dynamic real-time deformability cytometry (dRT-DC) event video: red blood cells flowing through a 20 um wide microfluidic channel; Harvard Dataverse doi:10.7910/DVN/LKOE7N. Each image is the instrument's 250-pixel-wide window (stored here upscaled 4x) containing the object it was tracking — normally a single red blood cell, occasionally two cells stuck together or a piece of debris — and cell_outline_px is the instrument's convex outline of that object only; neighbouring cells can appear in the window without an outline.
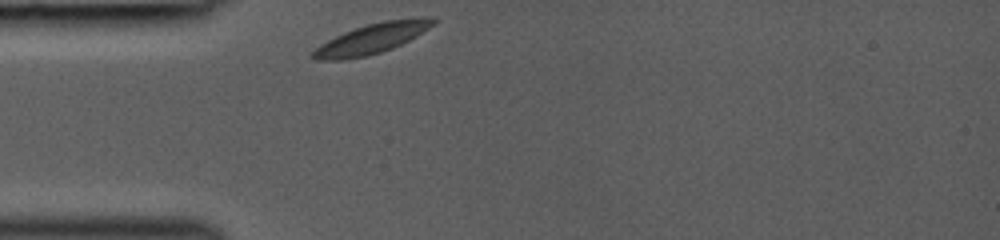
{"species": "common noctule bat (a hibernating species)", "species_latin": "Nyctalus noctula", "temperature_condition": "room temperature", "stored_images_in_passage": 27, "camera_frame_rate_fps": 3000, "um_per_image_px": 0.085, "animal": {"sex": "female", "body_mass_g": 19.0, "forearm_length_mm": 53.3}, "frame": {"image": 1, "passage_image": 1, "time_ms": 0.0, "image_size_px": [1000, 240], "cell_outline_px": [[436, 24], [416, 36], [392, 48], [368, 56], [344, 60], [320, 60], [308, 56], [320, 44], [344, 32], [368, 24], [384, 20], [432, 16], [436, 16]], "centroid_in_image_um": [31.63, 3.27], "position_along_channel_um": 53.4, "area_um2": 21.1}}
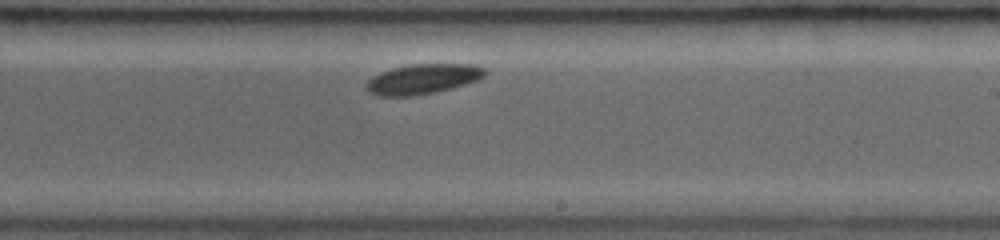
{"frame": {"image": 2, "passage_image": 16, "time_ms": 5.0, "image_size_px": [1000, 240], "cell_outline_px": [[488, 72], [484, 76], [476, 80], [452, 88], [436, 92], [412, 96], [380, 96], [368, 92], [368, 80], [380, 72], [392, 68], [412, 64], [472, 64], [484, 68]], "centroid_in_image_um": [35.96, 6.71], "position_along_channel_um": 253.0, "area_um2": 20.58}}
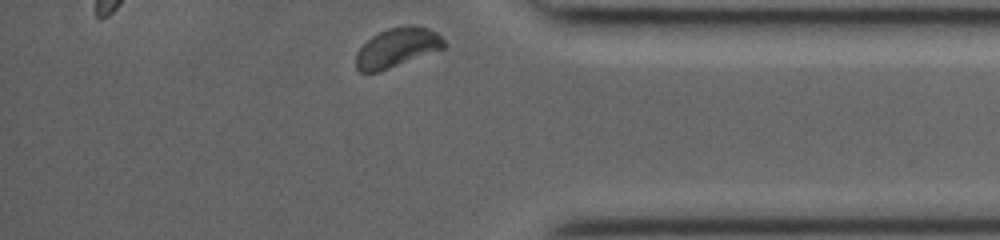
{"frame": {"image": 3, "passage_image": 27, "time_ms": 8.667, "image_size_px": [1000, 240], "cell_outline_px": [[444, 48], [388, 68], [376, 72], [360, 72], [356, 68], [356, 52], [372, 36], [388, 28], [404, 24], [412, 24], [428, 28], [436, 32], [444, 40]], "centroid_in_image_um": [33.74, 4.01], "position_along_channel_um": 401.5, "area_um2": 19.88}}